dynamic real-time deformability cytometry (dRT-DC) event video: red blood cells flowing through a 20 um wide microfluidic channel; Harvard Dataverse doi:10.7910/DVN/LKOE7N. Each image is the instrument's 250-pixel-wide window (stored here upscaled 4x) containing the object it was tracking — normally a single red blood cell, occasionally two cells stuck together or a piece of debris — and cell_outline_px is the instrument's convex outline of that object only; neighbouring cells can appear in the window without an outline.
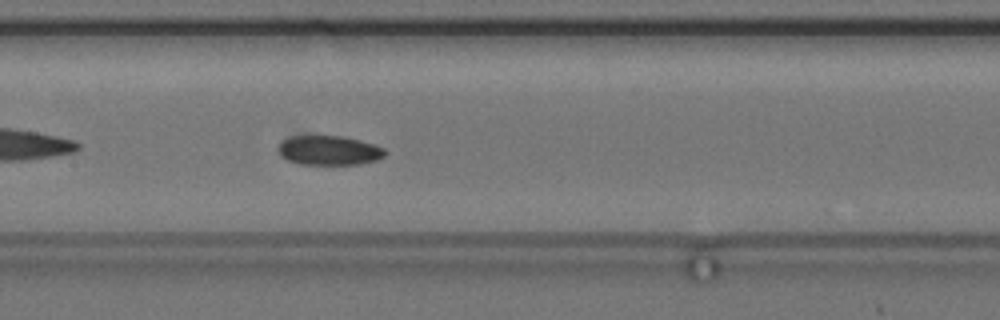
{"species": "common noctule bat (a hibernating species)", "species_latin": "Nyctalus noctula", "temperature_condition": "cold", "stored_images_in_passage": 41, "camera_frame_rate_fps": 3000, "um_per_image_px": 0.085, "animal": {"sex": "female", "body_mass_g": 24.6, "forearm_length_mm": 56.2}, "frame": {"image": 1, "passage_image": 12, "time_ms": 3.667, "image_size_px": [1000, 320], "cell_outline_px": [[388, 152], [384, 156], [376, 160], [360, 164], [300, 164], [288, 160], [280, 156], [276, 148], [288, 136], [344, 136], [376, 144], [384, 148]], "centroid_in_image_um": [27.98, 12.78], "position_along_channel_um": 179.4, "area_um2": 18.5}}
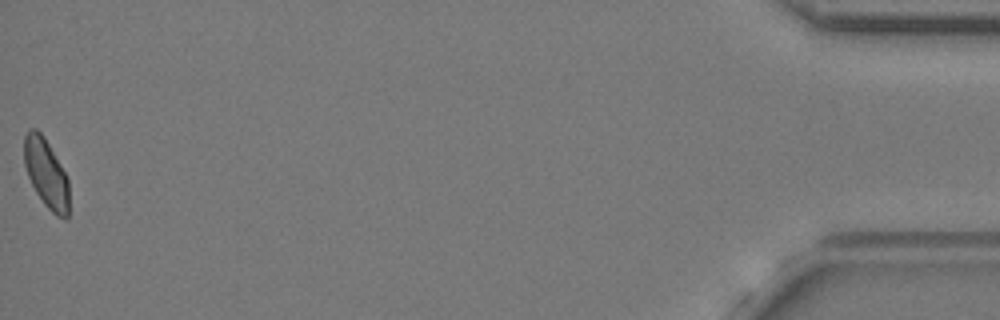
{"frame": {"image": 2, "passage_image": 41, "time_ms": 13.333, "image_size_px": [1000, 320], "cell_outline_px": [[68, 220], [64, 220], [56, 216], [44, 204], [36, 192], [28, 176], [24, 164], [24, 136], [28, 128], [36, 128], [44, 136], [60, 164], [68, 180]], "centroid_in_image_um": [3.91, 14.74], "position_along_channel_um": 431.3, "area_um2": 18.03}, "authors_computed_cell_mechanics": {"area_um2": 18.6694, "velocity_mm_per_s": 3.6274, "shape_relaxation_time_tau1_ms": 10.5309, "shape_relaxation_time_tau2_ms": 9.2829, "deformation_change_tau1": 0.1314, "deformation_change_tau2": 0.1034}}